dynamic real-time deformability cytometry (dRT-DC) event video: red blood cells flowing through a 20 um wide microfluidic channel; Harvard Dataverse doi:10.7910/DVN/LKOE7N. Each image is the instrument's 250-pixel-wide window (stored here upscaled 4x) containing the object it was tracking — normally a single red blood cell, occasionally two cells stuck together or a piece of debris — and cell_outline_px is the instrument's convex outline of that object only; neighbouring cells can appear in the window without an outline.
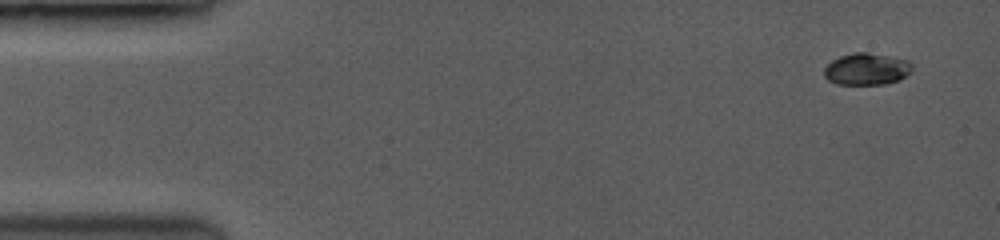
{"species": "common noctule bat (a hibernating species)", "species_latin": "Nyctalus noctula", "temperature_condition": "room temperature", "stored_images_in_passage": 9, "camera_frame_rate_fps": 3500, "um_per_image_px": 0.085, "animal": {"sex": "female", "body_mass_g": 19.0, "forearm_length_mm": 53.3}, "frame": {"image": 1, "passage_image": 1, "time_ms": 0.0, "image_size_px": [1000, 240], "cell_outline_px": [[912, 72], [900, 80], [884, 84], [836, 84], [828, 80], [824, 76], [824, 68], [832, 60], [840, 56], [856, 52], [868, 52], [904, 60], [912, 64]], "centroid_in_image_um": [73.65, 5.88], "position_along_channel_um": 11.4, "area_um2": 16.24}}
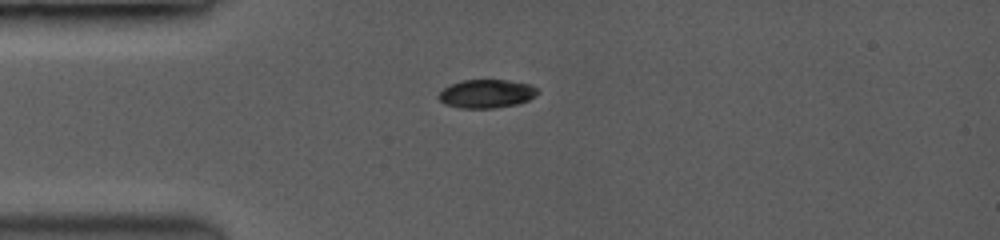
{"frame": {"image": 2, "passage_image": 4, "time_ms": 3.429, "image_size_px": [1000, 240], "cell_outline_px": [[536, 92], [528, 100], [516, 104], [496, 108], [460, 108], [448, 104], [440, 100], [436, 96], [444, 88], [452, 84], [464, 80], [504, 80], [528, 84], [536, 88]], "centroid_in_image_um": [41.31, 7.97], "position_along_channel_um": 43.7, "area_um2": 16.01}}
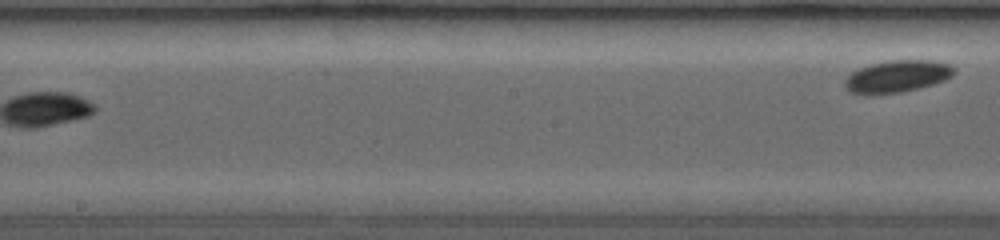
{"frame": {"image": 3, "passage_image": 9, "time_ms": 8.857, "image_size_px": [1000, 240], "cell_outline_px": [[956, 72], [952, 76], [944, 80], [932, 84], [900, 92], [852, 92], [844, 84], [844, 80], [852, 72], [860, 68], [872, 64], [892, 60], [936, 60], [952, 64], [956, 68]], "centroid_in_image_um": [76.37, 6.44], "position_along_channel_um": 171.8, "area_um2": 19.83}}